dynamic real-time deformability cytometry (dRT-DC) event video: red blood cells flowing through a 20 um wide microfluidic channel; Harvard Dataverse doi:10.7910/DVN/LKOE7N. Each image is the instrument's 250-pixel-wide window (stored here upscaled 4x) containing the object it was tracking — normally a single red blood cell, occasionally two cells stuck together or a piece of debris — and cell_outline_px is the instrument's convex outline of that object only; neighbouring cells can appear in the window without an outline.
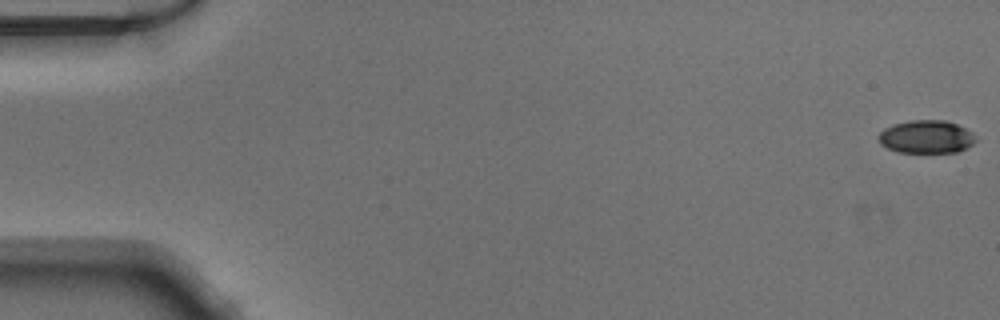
{"species": "Egyptian fruit bat (a non-hibernating species)", "species_latin": "Rousettus aegyptiacus", "temperature_condition": "warm", "stored_images_in_passage": 51, "camera_frame_rate_fps": 3000, "um_per_image_px": 0.085, "animal": {"sex": "male"}, "frame": {"image": 1, "passage_image": 1, "time_ms": 0.0, "image_size_px": [1000, 320], "cell_outline_px": [[976, 140], [972, 144], [956, 152], [896, 152], [880, 144], [876, 136], [884, 128], [892, 124], [912, 120], [948, 120], [972, 132]], "centroid_in_image_um": [78.68, 11.62], "position_along_channel_um": 6.3, "area_um2": 18.73}}
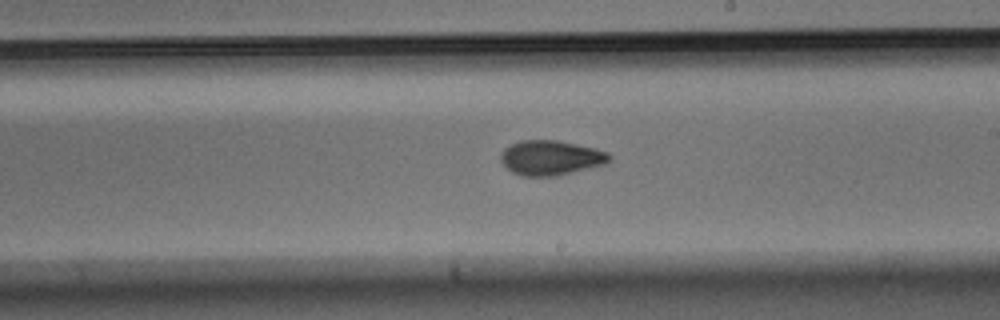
{"frame": {"image": 2, "passage_image": 30, "time_ms": 9.667, "image_size_px": [1000, 320], "cell_outline_px": [[612, 160], [604, 164], [556, 176], [520, 176], [512, 172], [500, 160], [500, 152], [504, 148], [520, 140], [556, 140], [596, 148], [608, 152], [612, 156]], "centroid_in_image_um": [46.82, 13.41], "position_along_channel_um": 242.2, "area_um2": 22.08}}
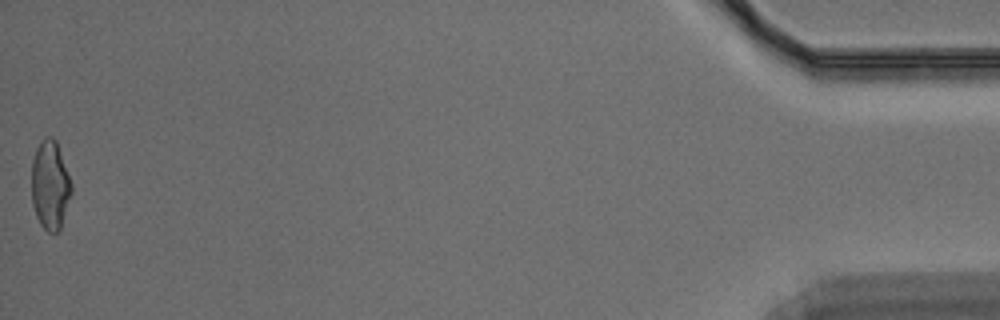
{"frame": {"image": 3, "passage_image": 51, "time_ms": 16.667, "image_size_px": [1000, 320], "cell_outline_px": [[72, 192], [60, 232], [48, 232], [40, 224], [36, 216], [32, 204], [32, 160], [36, 148], [40, 140], [44, 136], [52, 136], [56, 140], [72, 184]], "centroid_in_image_um": [4.26, 15.73], "position_along_channel_um": 430.9, "area_um2": 20.92}}